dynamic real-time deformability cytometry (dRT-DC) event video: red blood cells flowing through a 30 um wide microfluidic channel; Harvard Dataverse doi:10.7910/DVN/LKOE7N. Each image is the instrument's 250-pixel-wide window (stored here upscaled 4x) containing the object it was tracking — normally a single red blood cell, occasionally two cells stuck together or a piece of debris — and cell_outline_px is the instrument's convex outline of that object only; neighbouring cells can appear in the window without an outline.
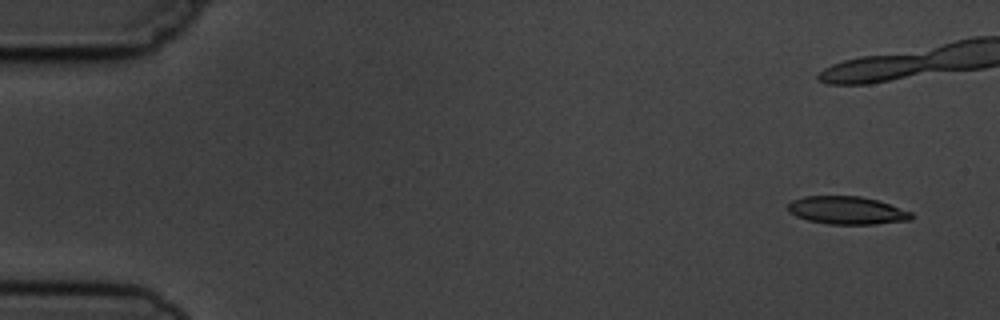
{"species": "common noctule bat (a hibernating species)", "species_latin": "Nyctalus noctula", "temperature_condition": "cold", "stored_images_in_passage": 8, "camera_frame_rate_fps": 3000, "um_per_image_px": 0.085, "animal": {"sex": "male", "body_mass_g": 19.5, "forearm_length_mm": 54.6}, "frame": {"image": 1, "passage_image": 1, "time_ms": 0.0, "image_size_px": [1000, 320], "cell_outline_px": [[912, 220], [876, 224], [828, 224], [808, 220], [796, 216], [788, 212], [788, 204], [792, 200], [804, 196], [860, 196], [876, 200], [912, 212]], "centroid_in_image_um": [71.97, 17.88], "position_along_channel_um": 13.0, "area_um2": 20.0}}